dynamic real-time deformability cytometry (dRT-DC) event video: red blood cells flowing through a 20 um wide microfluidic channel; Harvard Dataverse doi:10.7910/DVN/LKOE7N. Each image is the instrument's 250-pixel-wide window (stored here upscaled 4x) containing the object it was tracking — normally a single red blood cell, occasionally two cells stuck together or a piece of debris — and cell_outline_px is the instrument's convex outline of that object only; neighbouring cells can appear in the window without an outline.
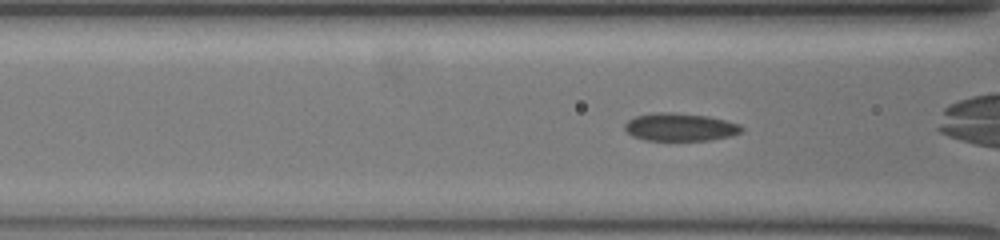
{"species": "common noctule bat (a hibernating species)", "species_latin": "Nyctalus noctula", "temperature_condition": "warm", "stored_images_in_passage": 57, "camera_frame_rate_fps": 3000, "um_per_image_px": 0.085, "animal": {"sex": "female", "body_mass_g": 19.5, "forearm_length_mm": 54.1}, "frame": {"image": 1, "passage_image": 25, "time_ms": 8.0, "image_size_px": [1000, 240], "cell_outline_px": [[744, 128], [740, 132], [732, 136], [708, 140], [644, 140], [632, 136], [624, 128], [624, 124], [628, 120], [636, 116], [656, 112], [672, 112], [708, 116], [740, 124]], "centroid_in_image_um": [57.8, 10.8], "position_along_channel_um": 108.8, "area_um2": 18.96}}
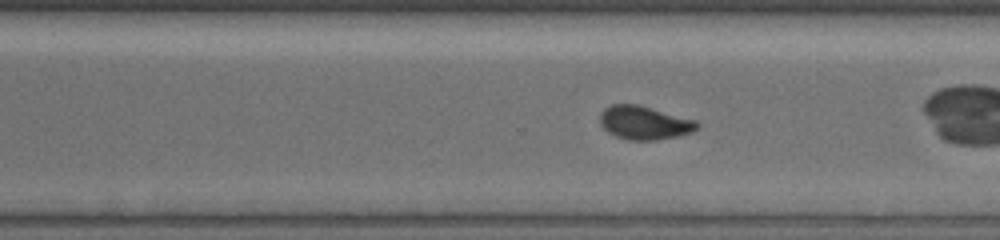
{"frame": {"image": 2, "passage_image": 41, "time_ms": 13.333, "image_size_px": [1000, 240], "cell_outline_px": [[700, 128], [692, 132], [680, 136], [656, 140], [628, 140], [616, 136], [608, 132], [600, 124], [600, 112], [604, 108], [612, 104], [640, 104], [696, 120], [700, 124]], "centroid_in_image_um": [54.8, 10.43], "position_along_channel_um": 315.8, "area_um2": 19.31}, "authors_computed_cell_mechanics": {"area_um2": 19.363, "velocity_mm_per_s": 3.8906, "shape_relaxation_time_tau1_ms": 8.0982, "shape_relaxation_time_tau2_ms": 1.0038, "deformation_change_tau1": 0.2338, "deformation_change_tau2": 0.0661}}